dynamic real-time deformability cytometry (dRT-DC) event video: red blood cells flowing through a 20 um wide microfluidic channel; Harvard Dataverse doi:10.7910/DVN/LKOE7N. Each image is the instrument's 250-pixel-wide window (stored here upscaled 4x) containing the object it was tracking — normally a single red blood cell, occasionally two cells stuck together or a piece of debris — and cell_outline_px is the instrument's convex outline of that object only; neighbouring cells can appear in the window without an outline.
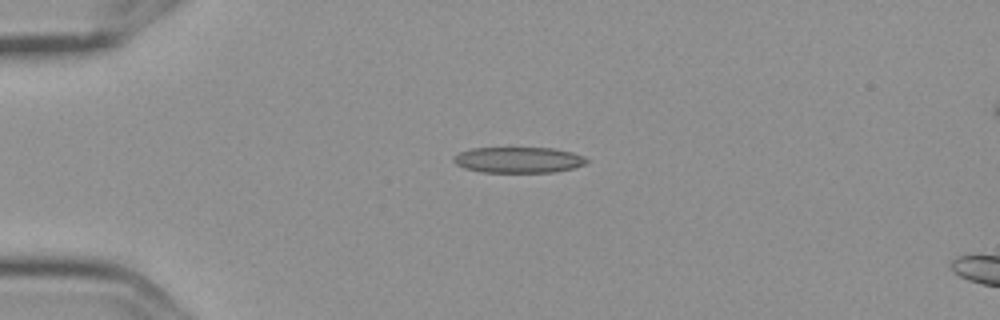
{"species": "Egyptian fruit bat (a non-hibernating species)", "species_latin": "Rousettus aegyptiacus", "temperature_condition": "cold", "stored_images_in_passage": 4, "camera_frame_rate_fps": 3000, "um_per_image_px": 0.085, "frame": {"image": 1, "passage_image": 3, "time_ms": 0.667, "image_size_px": [1000, 320], "cell_outline_px": [[588, 160], [584, 164], [572, 168], [556, 172], [480, 172], [464, 168], [456, 164], [452, 160], [452, 156], [460, 152], [472, 148], [552, 148], [572, 152], [584, 156]], "centroid_in_image_um": [44.03, 13.59], "position_along_channel_um": 41.0, "area_um2": 20.06}}